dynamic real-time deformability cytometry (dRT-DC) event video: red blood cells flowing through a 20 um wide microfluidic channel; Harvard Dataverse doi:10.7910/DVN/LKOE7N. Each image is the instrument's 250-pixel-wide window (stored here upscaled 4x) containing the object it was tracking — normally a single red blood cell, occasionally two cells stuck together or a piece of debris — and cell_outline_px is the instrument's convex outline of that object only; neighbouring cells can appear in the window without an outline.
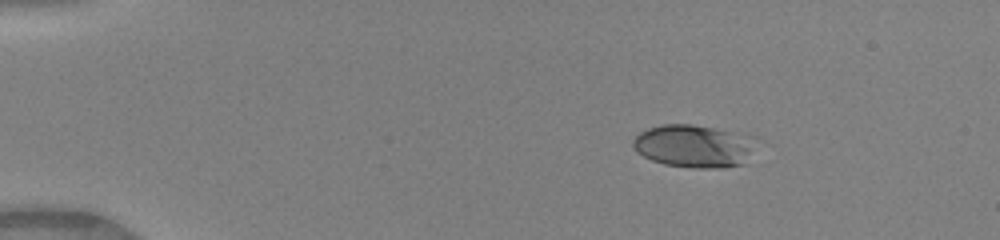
{"species": "human", "species_latin": "Homo sapiens", "temperature_condition": "warm", "stored_images_in_passage": 14, "camera_frame_rate_fps": 3000, "um_per_image_px": 0.085, "donor": {"sex": "female"}, "frame": {"image": 1, "passage_image": 5, "time_ms": 1.333, "image_size_px": [1000, 240], "cell_outline_px": [[756, 136], [744, 164], [724, 168], [692, 168], [664, 164], [652, 160], [636, 152], [632, 144], [632, 140], [640, 132], [648, 128], [660, 124], [692, 124]], "centroid_in_image_um": [58.94, 12.41], "position_along_channel_um": 26.1, "area_um2": 30.69}}
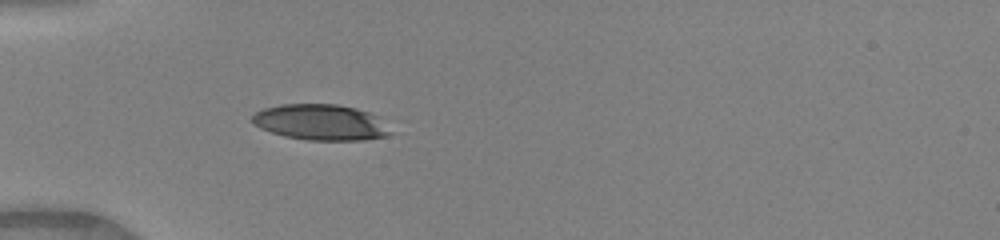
{"frame": {"image": 2, "passage_image": 10, "time_ms": 3.0, "image_size_px": [1000, 240], "cell_outline_px": [[392, 132], [388, 136], [364, 140], [308, 140], [284, 136], [260, 128], [252, 124], [252, 116], [256, 112], [264, 108], [280, 104], [336, 104], [356, 108], [368, 112], [376, 116]], "centroid_in_image_um": [27.23, 10.39], "position_along_channel_um": 57.8, "area_um2": 28.78}}
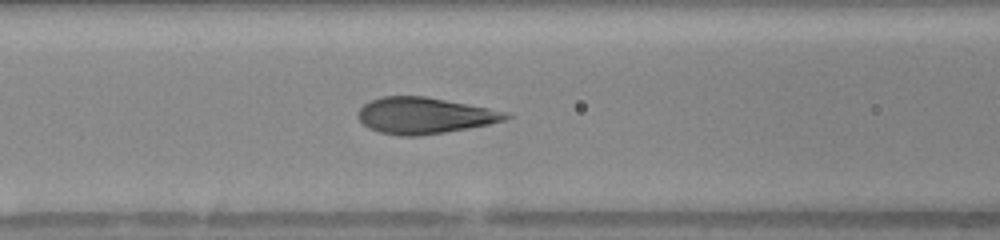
{"frame": {"image": 3, "passage_image": 14, "time_ms": 4.333, "image_size_px": [1000, 240], "cell_outline_px": [[512, 116], [504, 120], [488, 124], [468, 128], [444, 132], [416, 136], [400, 136], [380, 132], [368, 128], [360, 120], [356, 112], [364, 104], [372, 100], [384, 96], [424, 96], [468, 104], [508, 112]], "centroid_in_image_um": [36.06, 9.82], "position_along_channel_um": 130.5, "area_um2": 30.98}}